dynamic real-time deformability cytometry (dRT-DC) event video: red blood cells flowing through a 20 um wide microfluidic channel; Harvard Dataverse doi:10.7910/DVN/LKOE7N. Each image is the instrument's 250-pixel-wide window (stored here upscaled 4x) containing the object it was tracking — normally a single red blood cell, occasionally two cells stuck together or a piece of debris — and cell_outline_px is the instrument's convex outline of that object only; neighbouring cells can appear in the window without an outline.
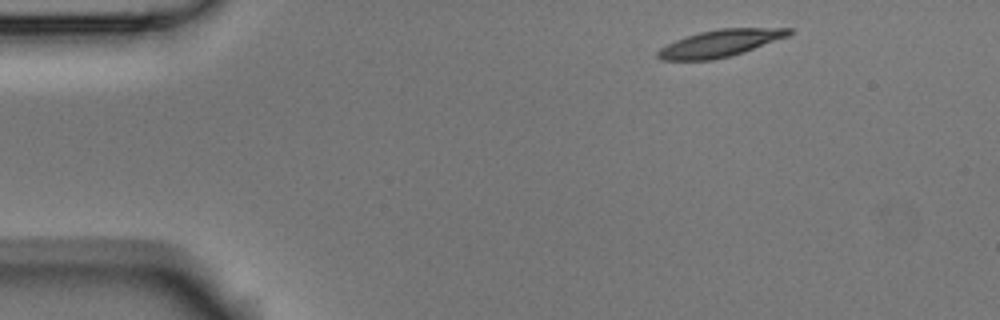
{"species": "Egyptian fruit bat (a non-hibernating species)", "species_latin": "Rousettus aegyptiacus", "temperature_condition": "room temperature", "stored_images_in_passage": 3, "camera_frame_rate_fps": 3000, "um_per_image_px": 0.085, "animal": {"sex": "male"}, "frame": {"image": 1, "passage_image": 1, "time_ms": 0.0, "image_size_px": [1000, 320], "cell_outline_px": [[792, 32], [788, 36], [744, 52], [712, 60], [660, 60], [656, 56], [656, 52], [660, 48], [676, 40], [700, 32], [720, 28], [792, 28]], "centroid_in_image_um": [61.2, 3.68], "position_along_channel_um": 23.8, "area_um2": 20.46}}